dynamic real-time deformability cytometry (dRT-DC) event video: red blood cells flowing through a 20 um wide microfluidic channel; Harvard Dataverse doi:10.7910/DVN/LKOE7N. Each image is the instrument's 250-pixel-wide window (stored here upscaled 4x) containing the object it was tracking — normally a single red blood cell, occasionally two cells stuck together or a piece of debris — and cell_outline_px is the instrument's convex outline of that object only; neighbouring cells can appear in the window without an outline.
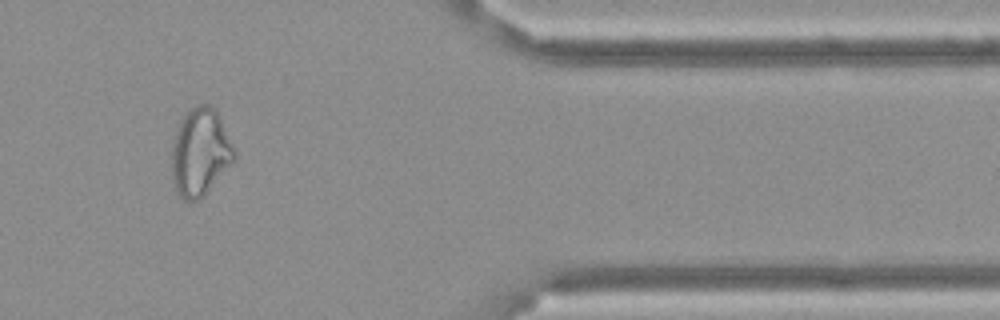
{"species": "Egyptian fruit bat (a non-hibernating species)", "species_latin": "Rousettus aegyptiacus", "temperature_condition": "cold", "stored_images_in_passage": 15, "camera_frame_rate_fps": 3000, "um_per_image_px": 0.085, "frame": {"image": 1, "passage_image": 13, "time_ms": 4.0, "image_size_px": [1000, 320], "cell_outline_px": [[236, 160], [200, 200], [184, 200], [176, 192], [172, 180], [172, 140], [180, 120], [192, 108], [200, 104], [208, 104], [216, 108], [236, 148]], "centroid_in_image_um": [17.05, 12.94], "position_along_channel_um": 394.4, "area_um2": 32.48}}